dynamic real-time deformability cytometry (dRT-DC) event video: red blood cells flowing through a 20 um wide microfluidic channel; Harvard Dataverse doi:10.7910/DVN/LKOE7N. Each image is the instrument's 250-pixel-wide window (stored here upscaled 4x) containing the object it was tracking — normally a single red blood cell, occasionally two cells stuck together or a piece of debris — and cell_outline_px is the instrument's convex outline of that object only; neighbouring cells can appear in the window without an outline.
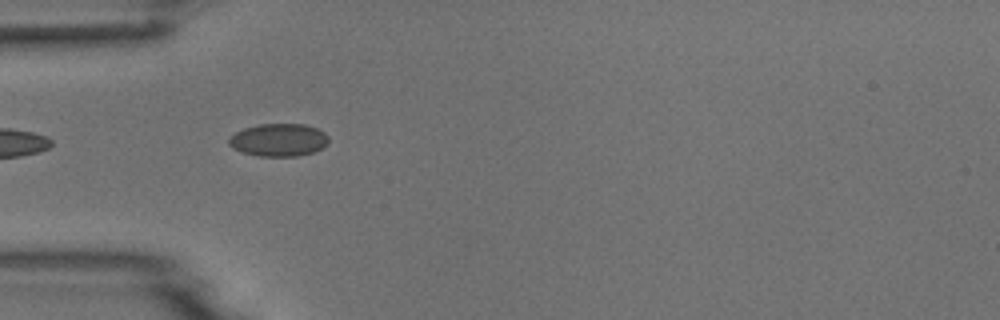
{"species": "common noctule bat (a hibernating species)", "species_latin": "Nyctalus noctula", "temperature_condition": "room temperature", "stored_images_in_passage": 13, "camera_frame_rate_fps": 3000, "um_per_image_px": 0.085, "animal": {"sex": "male", "body_mass_g": 18.8}, "frame": {"image": 1, "passage_image": 3, "time_ms": 2.0, "image_size_px": [1000, 320], "cell_outline_px": [[328, 144], [312, 152], [296, 156], [260, 156], [244, 152], [232, 148], [228, 144], [228, 136], [244, 128], [260, 124], [304, 124], [316, 128], [324, 132], [328, 136]], "centroid_in_image_um": [23.66, 11.89], "position_along_channel_um": 61.3, "area_um2": 18.96}}
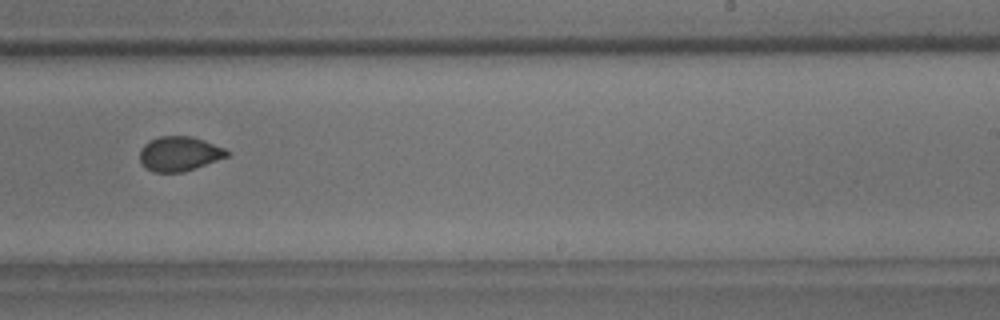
{"frame": {"image": 2, "passage_image": 8, "time_ms": 7.667, "image_size_px": [1000, 320], "cell_outline_px": [[232, 152], [228, 156], [196, 168], [184, 172], [152, 172], [140, 160], [140, 148], [144, 144], [160, 136], [192, 136], [204, 140], [224, 148]], "centroid_in_image_um": [15.27, 13.07], "position_along_channel_um": 273.7, "area_um2": 17.51}}
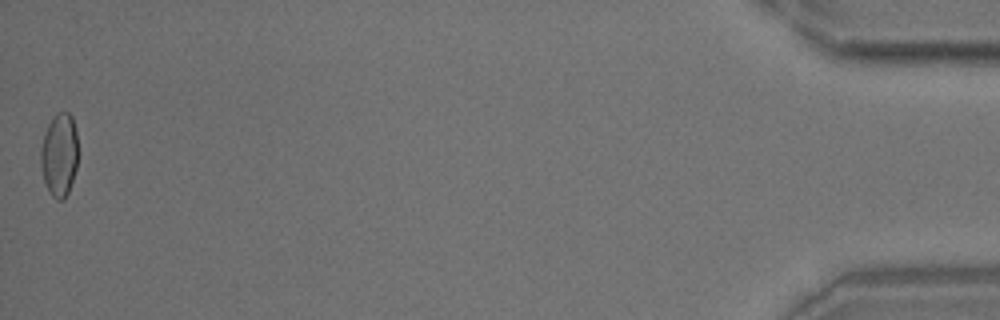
{"frame": {"image": 3, "passage_image": 13, "time_ms": 14.333, "image_size_px": [1000, 320], "cell_outline_px": [[80, 152], [76, 168], [68, 192], [64, 200], [56, 200], [48, 192], [44, 180], [40, 160], [40, 148], [44, 132], [52, 116], [60, 112], [68, 112], [72, 116], [76, 132]], "centroid_in_image_um": [5.05, 13.15], "position_along_channel_um": 430.1, "area_um2": 18.61}}